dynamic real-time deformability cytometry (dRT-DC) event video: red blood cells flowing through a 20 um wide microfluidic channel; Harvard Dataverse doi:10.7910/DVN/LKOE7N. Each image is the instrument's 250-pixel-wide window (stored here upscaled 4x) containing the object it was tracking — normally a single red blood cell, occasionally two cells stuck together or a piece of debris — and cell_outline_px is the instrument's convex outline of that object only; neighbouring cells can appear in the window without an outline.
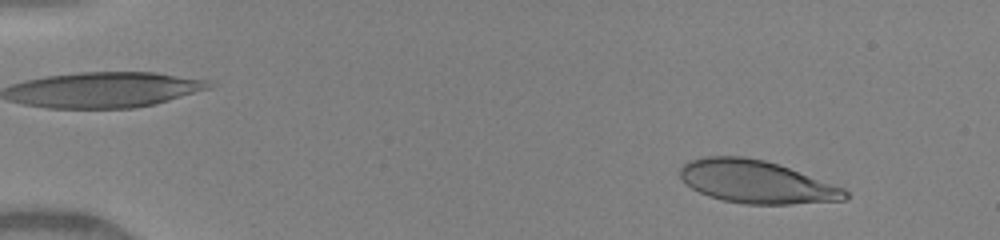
{"species": "human", "species_latin": "Homo sapiens", "temperature_condition": "warm", "stored_images_in_passage": 14, "camera_frame_rate_fps": 3000, "um_per_image_px": 0.085, "donor": {"sex": "female"}, "frame": {"image": 1, "passage_image": 1, "time_ms": 0.0, "image_size_px": [1000, 240], "cell_outline_px": [[848, 200], [792, 204], [744, 204], [724, 200], [708, 196], [692, 188], [680, 176], [680, 168], [688, 160], [704, 156], [744, 156], [764, 160], [788, 168], [844, 188], [848, 192]], "centroid_in_image_um": [64.29, 15.46], "position_along_channel_um": 20.7, "area_um2": 40.92}}
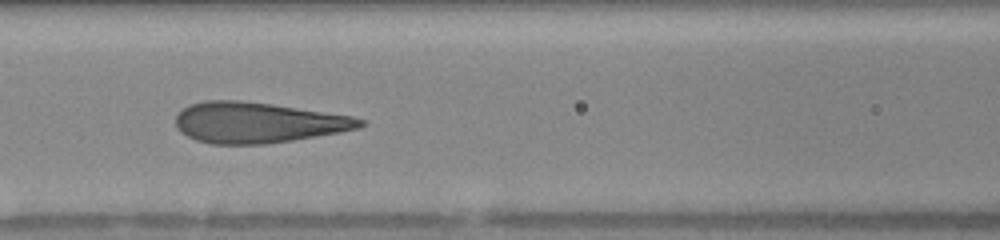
{"frame": {"image": 2, "passage_image": 10, "time_ms": 5.667, "image_size_px": [1000, 240], "cell_outline_px": [[364, 124], [356, 128], [340, 132], [292, 140], [264, 144], [212, 144], [196, 140], [180, 132], [176, 128], [176, 116], [188, 104], [204, 100], [240, 100], [272, 104], [352, 116], [364, 120]], "centroid_in_image_um": [21.85, 10.41], "position_along_channel_um": 144.7, "area_um2": 43.47}}
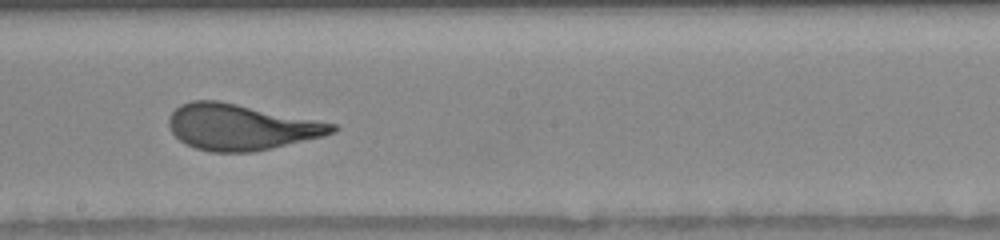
{"frame": {"image": 3, "passage_image": 13, "time_ms": 7.667, "image_size_px": [1000, 240], "cell_outline_px": [[340, 128], [336, 132], [324, 136], [252, 152], [212, 152], [196, 148], [180, 140], [172, 132], [168, 124], [168, 116], [180, 104], [192, 100], [220, 100], [336, 124]], "centroid_in_image_um": [20.47, 10.79], "position_along_channel_um": 227.7, "area_um2": 43.64}}